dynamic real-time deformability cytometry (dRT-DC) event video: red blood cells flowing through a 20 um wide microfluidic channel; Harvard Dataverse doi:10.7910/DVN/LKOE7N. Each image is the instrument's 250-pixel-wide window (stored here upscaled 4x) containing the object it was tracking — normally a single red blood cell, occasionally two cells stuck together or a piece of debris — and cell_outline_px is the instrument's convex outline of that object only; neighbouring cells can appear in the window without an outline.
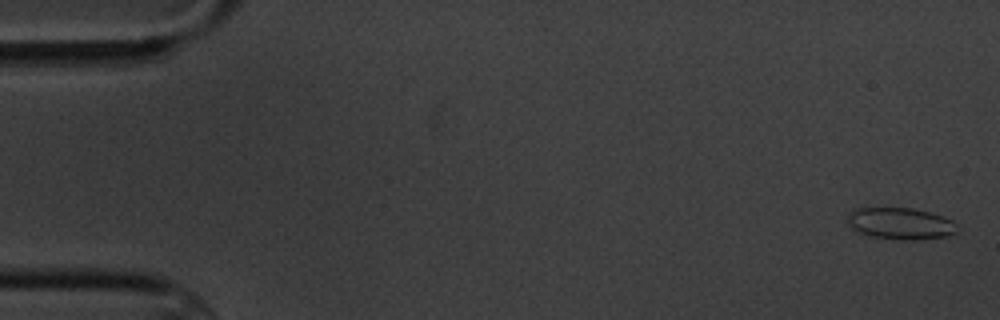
{"species": "common noctule bat (a hibernating species)", "species_latin": "Nyctalus noctula", "temperature_condition": "cold", "stored_images_in_passage": 5, "camera_frame_rate_fps": 3000, "um_per_image_px": 0.085, "animal": {"sex": "male", "body_mass_g": 20.1, "forearm_length_mm": 53.5}, "frame": {"image": 1, "passage_image": 1, "time_ms": 0.0, "image_size_px": [1000, 320], "cell_outline_px": [[956, 232], [948, 236], [912, 240], [908, 240], [872, 236], [860, 232], [852, 228], [848, 224], [848, 212], [852, 208], [912, 208], [944, 216], [952, 220], [956, 224]], "centroid_in_image_um": [76.53, 18.98], "position_along_channel_um": 8.5, "area_um2": 20.11}}